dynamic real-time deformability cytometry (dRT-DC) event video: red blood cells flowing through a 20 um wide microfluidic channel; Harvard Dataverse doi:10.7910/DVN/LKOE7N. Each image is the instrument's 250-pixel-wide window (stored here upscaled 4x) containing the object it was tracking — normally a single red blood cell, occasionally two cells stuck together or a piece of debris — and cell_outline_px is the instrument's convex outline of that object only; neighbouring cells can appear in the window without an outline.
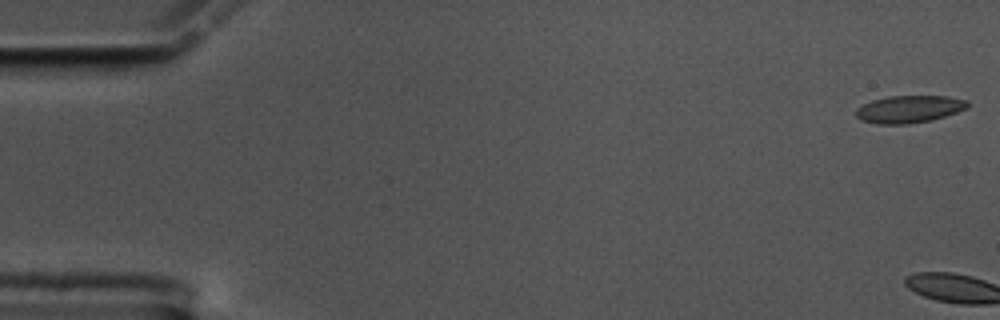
{"species": "common noctule bat (a hibernating species)", "species_latin": "Nyctalus noctula", "temperature_condition": "cold", "stored_images_in_passage": 3, "camera_frame_rate_fps": 3000, "um_per_image_px": 0.085, "animal": {"sex": "male", "body_mass_g": 17.5, "forearm_length_mm": 52.3}, "frame": {"image": 1, "passage_image": 1, "time_ms": 0.0, "image_size_px": [1000, 320], "cell_outline_px": [[968, 108], [932, 120], [908, 124], [876, 124], [860, 120], [856, 116], [856, 108], [872, 100], [888, 96], [948, 96], [968, 100]], "centroid_in_image_um": [77.27, 9.28], "position_along_channel_um": 7.7, "area_um2": 17.86}}